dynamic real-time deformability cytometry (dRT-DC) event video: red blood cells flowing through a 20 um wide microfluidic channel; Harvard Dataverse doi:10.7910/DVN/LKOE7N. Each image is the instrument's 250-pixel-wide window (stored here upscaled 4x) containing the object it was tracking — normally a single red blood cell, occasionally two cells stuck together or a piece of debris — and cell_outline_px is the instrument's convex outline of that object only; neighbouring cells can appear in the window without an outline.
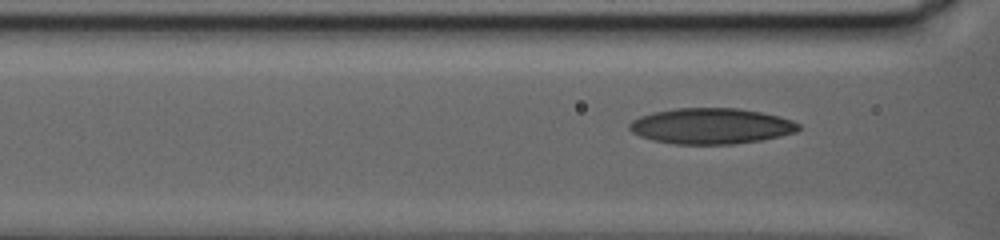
{"species": "human", "species_latin": "Homo sapiens", "temperature_condition": "warm", "stored_images_in_passage": 40, "camera_frame_rate_fps": 3000, "um_per_image_px": 0.085, "donor": {"sex": "female"}, "frame": {"image": 1, "passage_image": 35, "time_ms": 11.333, "image_size_px": [1000, 240], "cell_outline_px": [[800, 128], [796, 132], [780, 136], [760, 140], [736, 144], [676, 144], [652, 140], [640, 136], [632, 132], [628, 128], [628, 124], [632, 120], [640, 116], [652, 112], [676, 108], [740, 108], [760, 112], [792, 120], [800, 124]], "centroid_in_image_um": [60.42, 10.71], "position_along_channel_um": 106.2, "area_um2": 35.32}}